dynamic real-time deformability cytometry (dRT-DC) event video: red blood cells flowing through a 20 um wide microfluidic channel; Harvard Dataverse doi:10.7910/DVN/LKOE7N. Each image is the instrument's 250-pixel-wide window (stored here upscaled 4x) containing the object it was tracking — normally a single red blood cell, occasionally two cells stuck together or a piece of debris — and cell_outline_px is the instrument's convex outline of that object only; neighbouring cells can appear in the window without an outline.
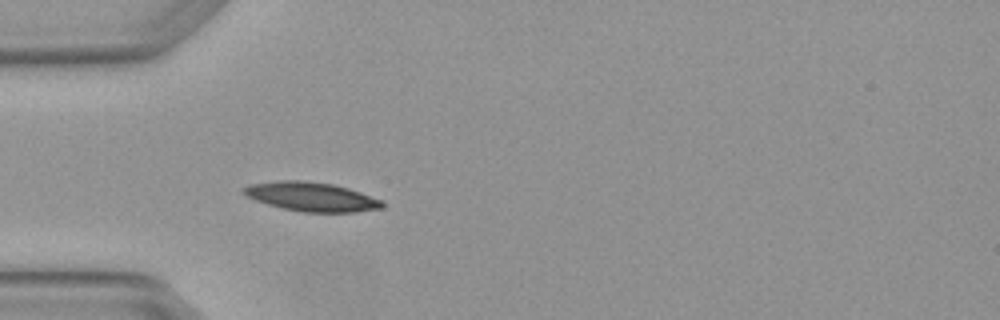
{"species": "Egyptian fruit bat (a non-hibernating species)", "species_latin": "Rousettus aegyptiacus", "temperature_condition": "warm", "stored_images_in_passage": 4, "camera_frame_rate_fps": 3000, "um_per_image_px": 0.085, "animal": {"sex": "female"}, "frame": {"image": 1, "passage_image": 4, "time_ms": 1.0, "image_size_px": [1000, 320], "cell_outline_px": [[384, 208], [356, 212], [304, 212], [284, 208], [268, 204], [256, 200], [240, 192], [248, 184], [280, 180], [304, 180], [332, 184], [348, 188], [384, 200]], "centroid_in_image_um": [26.5, 16.71], "position_along_channel_um": 58.5, "area_um2": 23.52}}